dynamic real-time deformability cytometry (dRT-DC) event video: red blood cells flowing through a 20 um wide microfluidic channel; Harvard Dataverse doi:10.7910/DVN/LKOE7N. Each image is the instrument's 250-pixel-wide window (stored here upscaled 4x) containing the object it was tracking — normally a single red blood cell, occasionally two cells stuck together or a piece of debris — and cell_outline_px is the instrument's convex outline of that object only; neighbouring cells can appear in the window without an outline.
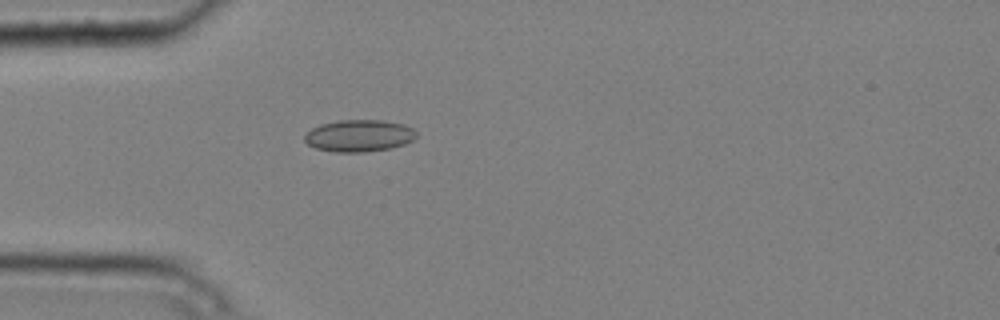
{"species": "common noctule bat (a hibernating species)", "species_latin": "Nyctalus noctula", "temperature_condition": "cold", "stored_images_in_passage": 4, "camera_frame_rate_fps": 3000, "um_per_image_px": 0.085, "animal": {"sex": "male", "body_mass_g": 20.4}, "frame": {"image": 1, "passage_image": 4, "time_ms": 1.0, "image_size_px": [1000, 320], "cell_outline_px": [[416, 136], [412, 140], [404, 144], [392, 148], [364, 152], [336, 152], [316, 148], [308, 144], [304, 140], [304, 136], [312, 128], [320, 124], [336, 120], [384, 120], [404, 124], [412, 128], [416, 132]], "centroid_in_image_um": [30.52, 11.53], "position_along_channel_um": 54.5, "area_um2": 20.87}}